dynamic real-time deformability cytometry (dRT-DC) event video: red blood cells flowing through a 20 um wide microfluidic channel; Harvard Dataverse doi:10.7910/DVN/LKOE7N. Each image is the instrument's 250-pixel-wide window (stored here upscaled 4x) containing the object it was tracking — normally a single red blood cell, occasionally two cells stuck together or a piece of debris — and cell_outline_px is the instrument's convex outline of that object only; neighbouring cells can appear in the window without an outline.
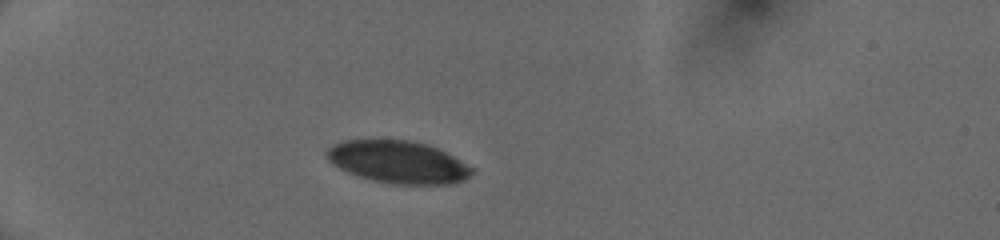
{"species": "human", "species_latin": "Homo sapiens", "temperature_condition": "cold", "stored_images_in_passage": 37, "camera_frame_rate_fps": 3000, "um_per_image_px": 0.085, "donor": {"sex": "female"}, "frame": {"image": 1, "passage_image": 1, "time_ms": 0.0, "image_size_px": [1000, 240], "cell_outline_px": [[476, 172], [464, 180], [456, 184], [392, 184], [372, 180], [348, 172], [332, 164], [328, 160], [324, 152], [332, 144], [344, 140], [408, 140], [428, 144], [476, 168]], "centroid_in_image_um": [33.86, 13.78], "position_along_channel_um": 51.1, "area_um2": 36.07}}
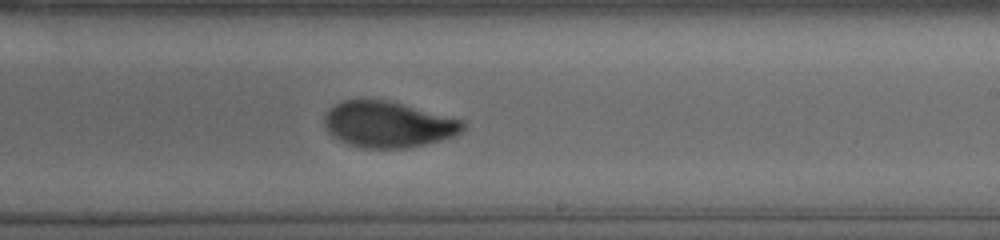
{"frame": {"image": 2, "passage_image": 19, "time_ms": 6.0, "image_size_px": [1000, 240], "cell_outline_px": [[468, 128], [464, 132], [456, 136], [408, 148], [360, 148], [348, 144], [332, 136], [324, 128], [324, 116], [328, 108], [332, 104], [340, 100], [392, 100], [468, 120]], "centroid_in_image_um": [33.06, 10.56], "position_along_channel_um": 255.9, "area_um2": 38.38}}
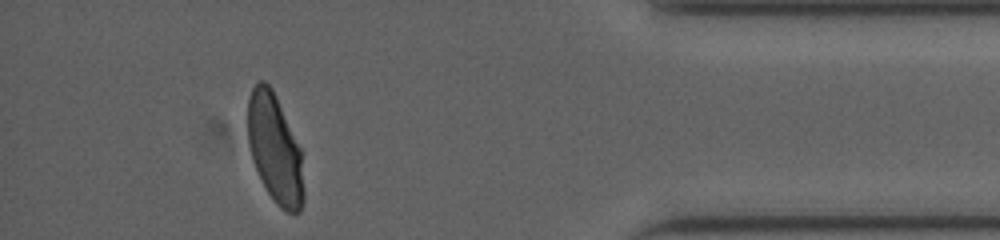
{"frame": {"image": 3, "passage_image": 33, "time_ms": 10.667, "image_size_px": [1000, 240], "cell_outline_px": [[304, 200], [300, 212], [288, 212], [280, 208], [276, 204], [268, 192], [252, 160], [248, 144], [248, 100], [252, 88], [256, 80], [264, 80], [272, 88], [300, 148], [304, 192]], "centroid_in_image_um": [23.35, 12.64], "position_along_channel_um": 411.8, "area_um2": 35.2}, "authors_computed_cell_mechanics": {"area_um2": 37.9168, "velocity_mm_per_s": 4.0472, "shape_relaxation_time_tau1_ms": 4.4818, "shape_relaxation_time_tau2_ms": 0.8616, "deformation_change_tau1": 0.1574, "deformation_change_tau2": 0.0419}}